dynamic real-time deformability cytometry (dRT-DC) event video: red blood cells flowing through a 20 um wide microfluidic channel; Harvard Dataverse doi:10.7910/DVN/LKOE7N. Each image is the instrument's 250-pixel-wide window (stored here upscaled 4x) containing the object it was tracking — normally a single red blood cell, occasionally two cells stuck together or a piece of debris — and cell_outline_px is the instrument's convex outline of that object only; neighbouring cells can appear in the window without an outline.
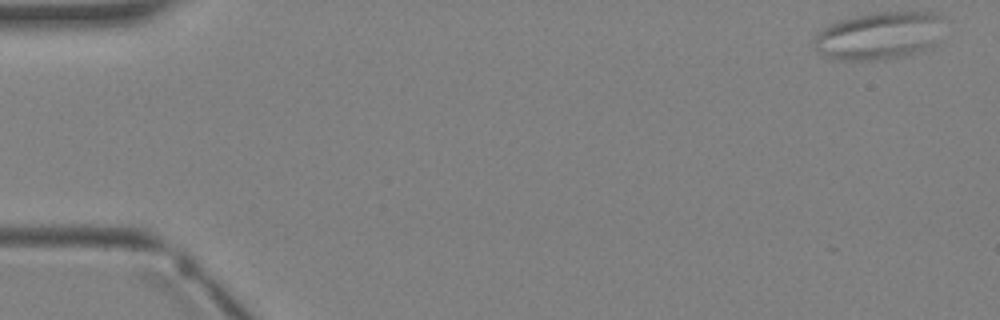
{"species": "Egyptian fruit bat (a non-hibernating species)", "species_latin": "Rousettus aegyptiacus", "temperature_condition": "warm", "stored_images_in_passage": 4, "segment_of_instrument_passage": [2, 2], "camera_frame_rate_fps": 3000, "um_per_image_px": 0.085, "animal": {"sex": "female"}, "frame": {"image": 1, "passage_image": 4, "time_ms": 3.667, "image_size_px": [1000, 320], "cell_outline_px": [[940, 16], [932, 48], [896, 56], [868, 60], [840, 60], [816, 52], [812, 44], [816, 32], [840, 20], [872, 12], [936, 12]], "centroid_in_image_um": [74.6, 3.02], "position_along_channel_um": 10.4, "area_um2": 35.08}}